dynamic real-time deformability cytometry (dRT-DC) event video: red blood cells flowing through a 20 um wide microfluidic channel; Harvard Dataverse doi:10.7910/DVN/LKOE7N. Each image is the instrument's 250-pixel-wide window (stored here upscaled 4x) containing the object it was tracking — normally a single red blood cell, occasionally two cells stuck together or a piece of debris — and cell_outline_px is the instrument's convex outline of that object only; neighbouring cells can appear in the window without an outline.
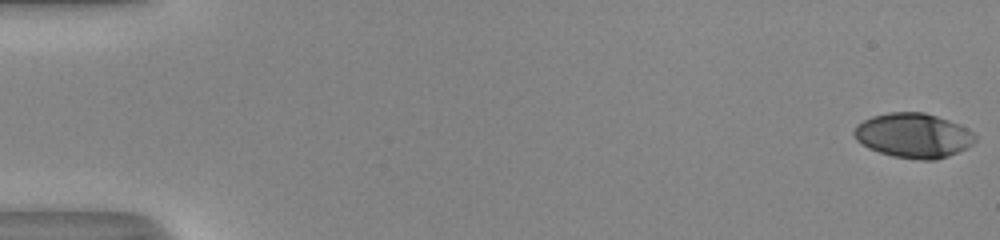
{"species": "human", "species_latin": "Homo sapiens", "temperature_condition": "room temperature", "stored_images_in_passage": 53, "camera_frame_rate_fps": 3000, "um_per_image_px": 0.085, "donor": {"sex": "male"}, "frame": {"image": 1, "passage_image": 1, "time_ms": 0.0, "image_size_px": [1000, 240], "cell_outline_px": [[976, 140], [968, 148], [948, 156], [936, 160], [920, 160], [892, 156], [868, 148], [856, 140], [852, 132], [856, 124], [872, 116], [888, 112], [924, 112], [960, 124], [972, 132], [976, 136]], "centroid_in_image_um": [77.63, 11.52], "position_along_channel_um": 7.4, "area_um2": 31.67}}
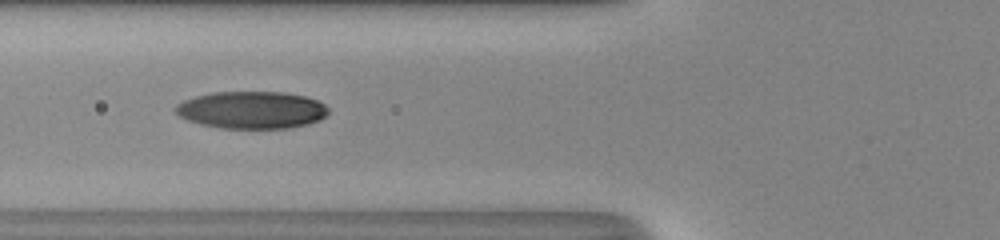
{"frame": {"image": 2, "passage_image": 22, "time_ms": 7.0, "image_size_px": [1000, 240], "cell_outline_px": [[328, 112], [320, 120], [308, 124], [292, 128], [220, 128], [200, 124], [188, 120], [180, 116], [172, 108], [176, 104], [184, 100], [196, 96], [212, 92], [284, 92], [304, 96], [316, 100], [324, 104], [328, 108]], "centroid_in_image_um": [21.38, 9.35], "position_along_channel_um": 104.4, "area_um2": 33.29}}
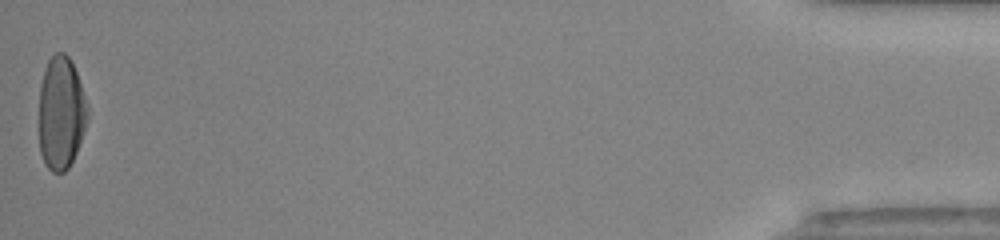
{"frame": {"image": 3, "passage_image": 53, "time_ms": 17.333, "image_size_px": [1000, 240], "cell_outline_px": [[88, 120], [84, 132], [76, 152], [68, 168], [64, 172], [52, 172], [44, 164], [40, 152], [40, 84], [44, 68], [48, 60], [56, 52], [64, 52], [68, 56], [76, 72], [88, 104]], "centroid_in_image_um": [5.2, 9.6], "position_along_channel_um": 430.0, "area_um2": 32.02}, "authors_computed_cell_mechanics": {"area_um2": 32.1368, "velocity_mm_per_s": 4.092, "shape_relaxation_time_tau1_ms": 5.8426, "shape_relaxation_time_tau2_ms": 3.2539, "deformation_change_tau1": 0.2321, "deformation_change_tau2": 0.0473}}